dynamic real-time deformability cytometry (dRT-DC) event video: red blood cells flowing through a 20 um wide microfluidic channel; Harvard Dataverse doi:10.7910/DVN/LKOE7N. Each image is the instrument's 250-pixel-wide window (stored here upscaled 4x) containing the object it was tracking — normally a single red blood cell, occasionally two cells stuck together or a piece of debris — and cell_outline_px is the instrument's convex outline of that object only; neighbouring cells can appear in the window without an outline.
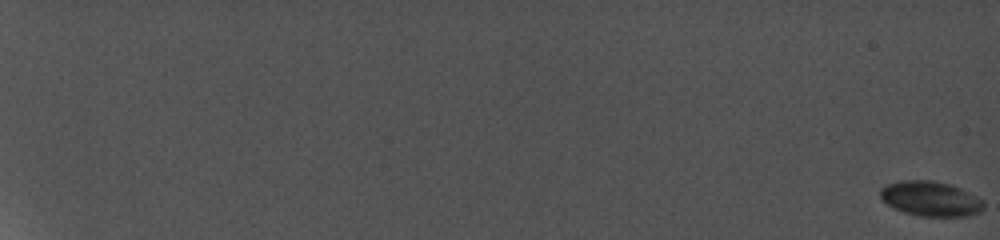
{"species": "common noctule bat (a hibernating species)", "species_latin": "Nyctalus noctula", "temperature_condition": "cold", "stored_images_in_passage": 12, "camera_frame_rate_fps": 5000, "um_per_image_px": 0.085, "animal": {"sex": "female", "body_mass_g": 19.0, "forearm_length_mm": 56.7}, "frame": {"image": 1, "passage_image": 1, "time_ms": 0.0, "image_size_px": [1000, 240], "cell_outline_px": [[984, 208], [976, 212], [964, 216], [924, 216], [904, 212], [888, 204], [880, 196], [880, 192], [888, 184], [916, 180], [944, 184], [956, 188], [984, 204]], "centroid_in_image_um": [79.03, 16.93], "position_along_channel_um": 6.0, "area_um2": 19.36}}
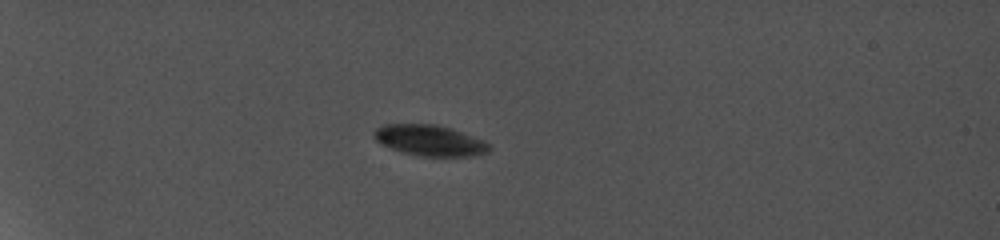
{"frame": {"image": 2, "passage_image": 9, "time_ms": 7.2, "image_size_px": [1000, 240], "cell_outline_px": [[488, 148], [484, 152], [468, 156], [420, 156], [404, 152], [392, 148], [376, 140], [376, 132], [380, 128], [388, 124], [428, 124], [448, 128], [488, 144]], "centroid_in_image_um": [36.47, 11.95], "position_along_channel_um": 48.5, "area_um2": 19.31}}
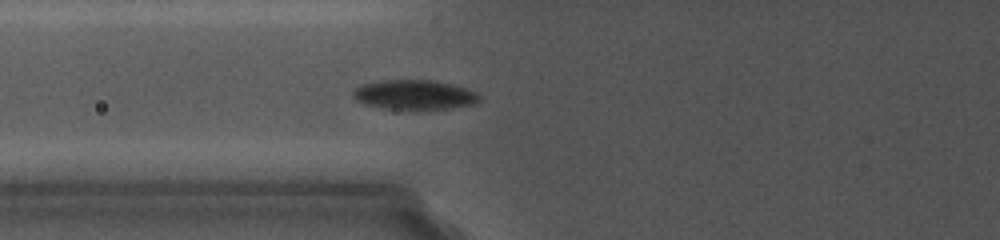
{"frame": {"image": 3, "passage_image": 12, "time_ms": 10.0, "image_size_px": [1000, 240], "cell_outline_px": [[480, 96], [476, 100], [468, 104], [444, 108], [384, 108], [364, 104], [356, 100], [352, 96], [352, 92], [356, 88], [364, 84], [380, 80], [432, 80], [464, 88], [476, 92]], "centroid_in_image_um": [35.11, 8.03], "position_along_channel_um": 90.7, "area_um2": 20.92}}